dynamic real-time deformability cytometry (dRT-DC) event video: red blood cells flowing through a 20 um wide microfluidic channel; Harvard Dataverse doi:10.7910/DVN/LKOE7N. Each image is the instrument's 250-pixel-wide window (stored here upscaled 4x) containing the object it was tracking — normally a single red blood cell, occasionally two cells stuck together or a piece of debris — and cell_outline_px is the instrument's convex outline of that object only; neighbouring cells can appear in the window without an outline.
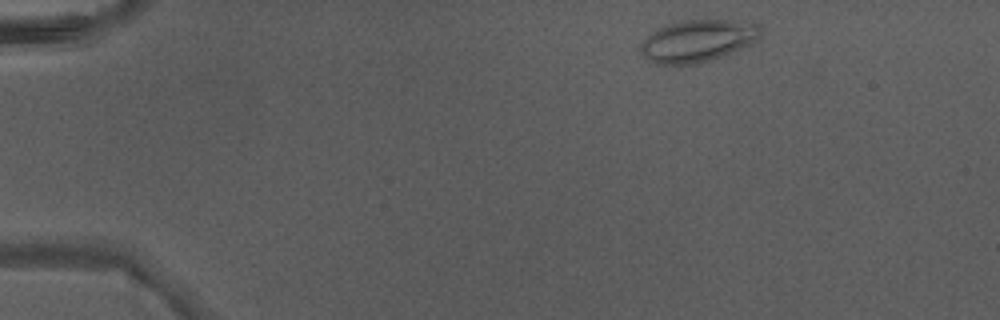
{"species": "Egyptian fruit bat (a non-hibernating species)", "species_latin": "Rousettus aegyptiacus", "temperature_condition": "warm", "stored_images_in_passage": 4, "camera_frame_rate_fps": 3000, "um_per_image_px": 0.085, "animal": {"sex": "male"}, "frame": {"image": 1, "passage_image": 1, "time_ms": 0.0, "image_size_px": [1000, 320], "cell_outline_px": [[760, 36], [752, 44], [720, 56], [696, 64], [656, 64], [648, 60], [640, 52], [640, 44], [656, 28], [668, 24], [688, 20], [728, 20], [760, 24]], "centroid_in_image_um": [59.28, 3.47], "position_along_channel_um": 25.7, "area_um2": 29.13}}